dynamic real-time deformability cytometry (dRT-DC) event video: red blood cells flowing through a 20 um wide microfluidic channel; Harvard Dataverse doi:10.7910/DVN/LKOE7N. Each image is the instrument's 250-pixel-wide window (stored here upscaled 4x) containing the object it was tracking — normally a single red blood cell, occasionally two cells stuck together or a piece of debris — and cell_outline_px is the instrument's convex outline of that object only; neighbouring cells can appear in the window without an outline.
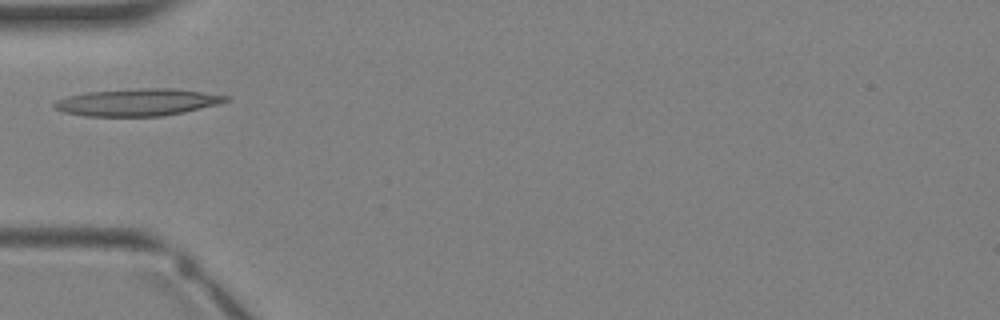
{"species": "Egyptian fruit bat (a non-hibernating species)", "species_latin": "Rousettus aegyptiacus", "temperature_condition": "warm", "stored_images_in_passage": 1, "camera_frame_rate_fps": 3000, "um_per_image_px": 0.085, "animal": {"sex": "female"}, "frame": {"image": 1, "passage_image": 1, "time_ms": 0.0, "image_size_px": [1000, 320], "cell_outline_px": [[232, 100], [220, 104], [184, 112], [160, 116], [84, 116], [64, 112], [52, 108], [52, 104], [56, 100], [68, 96], [88, 92], [144, 88], [172, 88], [232, 96]], "centroid_in_image_um": [11.72, 8.69], "position_along_channel_um": 73.3, "area_um2": 27.28}}